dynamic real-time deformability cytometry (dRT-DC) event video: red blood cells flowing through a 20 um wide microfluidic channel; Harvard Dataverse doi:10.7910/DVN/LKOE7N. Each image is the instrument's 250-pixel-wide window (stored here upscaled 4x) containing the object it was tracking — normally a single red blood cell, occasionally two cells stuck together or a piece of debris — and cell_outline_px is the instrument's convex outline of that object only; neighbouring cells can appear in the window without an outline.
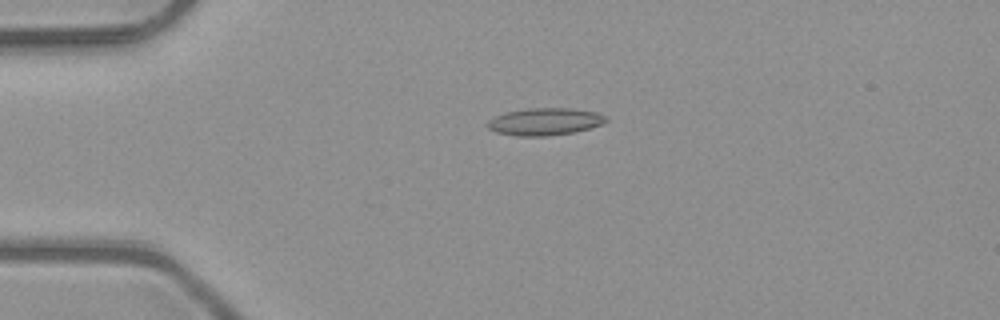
{"species": "common noctule bat (a hibernating species)", "species_latin": "Nyctalus noctula", "temperature_condition": "room temperature", "stored_images_in_passage": 3, "camera_frame_rate_fps": 3000, "um_per_image_px": 0.085, "animal": {"sex": "male", "body_mass_g": 23.1, "forearm_length_mm": 52.7}, "frame": {"image": 1, "passage_image": 1, "time_ms": 0.0, "image_size_px": [1000, 320], "cell_outline_px": [[608, 120], [600, 124], [576, 132], [548, 136], [516, 136], [496, 132], [488, 128], [488, 120], [496, 116], [508, 112], [528, 108], [568, 108], [596, 112], [608, 116]], "centroid_in_image_um": [46.32, 10.34], "position_along_channel_um": 38.7, "area_um2": 18.73}}
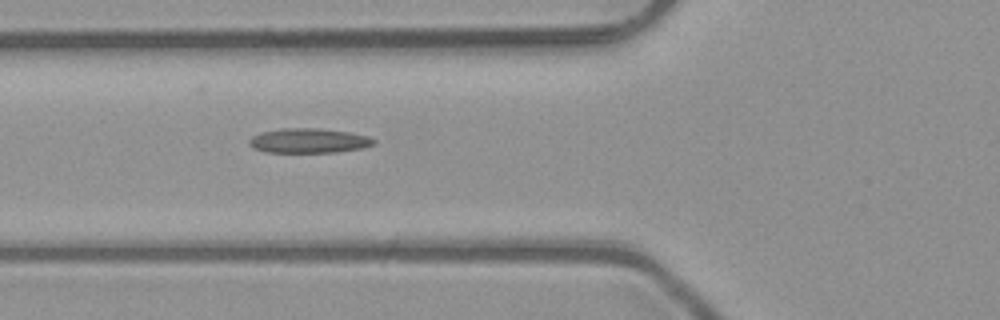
{"frame": {"image": 2, "passage_image": 3, "time_ms": 0.667, "image_size_px": [1000, 320], "cell_outline_px": [[376, 144], [364, 148], [336, 152], [264, 152], [252, 148], [248, 144], [248, 140], [252, 136], [260, 132], [280, 128], [320, 128], [348, 132], [368, 136], [376, 140]], "centroid_in_image_um": [26.22, 11.96], "position_along_channel_um": 99.6, "area_um2": 18.15}}